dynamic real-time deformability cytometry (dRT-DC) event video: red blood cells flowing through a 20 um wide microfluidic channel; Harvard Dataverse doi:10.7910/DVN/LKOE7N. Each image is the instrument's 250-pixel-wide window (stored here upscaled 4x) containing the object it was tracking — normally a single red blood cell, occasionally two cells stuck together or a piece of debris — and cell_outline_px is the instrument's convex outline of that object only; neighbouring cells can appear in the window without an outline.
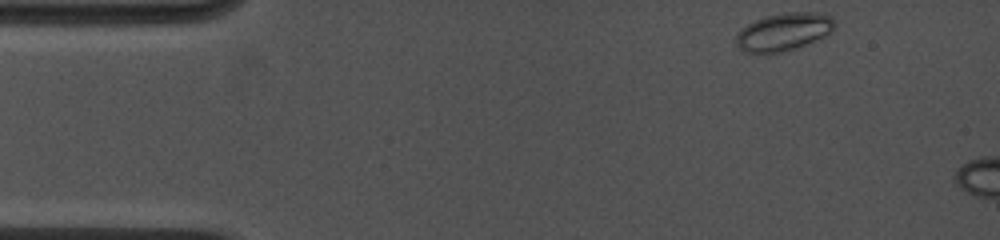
{"species": "common noctule bat (a hibernating species)", "species_latin": "Nyctalus noctula", "temperature_condition": "cold", "stored_images_in_passage": 3, "camera_frame_rate_fps": 4500, "um_per_image_px": 0.085, "animal": {"sex": "female", "body_mass_g": 19.0, "forearm_length_mm": 53.3}, "frame": {"image": 1, "passage_image": 1, "time_ms": 0.0, "image_size_px": [1000, 240], "cell_outline_px": [[836, 24], [832, 32], [820, 40], [796, 48], [768, 56], [744, 52], [736, 44], [736, 36], [748, 24], [764, 16], [788, 12], [824, 12], [832, 16], [836, 20]], "centroid_in_image_um": [66.68, 2.73], "position_along_channel_um": 18.3, "area_um2": 22.43}}